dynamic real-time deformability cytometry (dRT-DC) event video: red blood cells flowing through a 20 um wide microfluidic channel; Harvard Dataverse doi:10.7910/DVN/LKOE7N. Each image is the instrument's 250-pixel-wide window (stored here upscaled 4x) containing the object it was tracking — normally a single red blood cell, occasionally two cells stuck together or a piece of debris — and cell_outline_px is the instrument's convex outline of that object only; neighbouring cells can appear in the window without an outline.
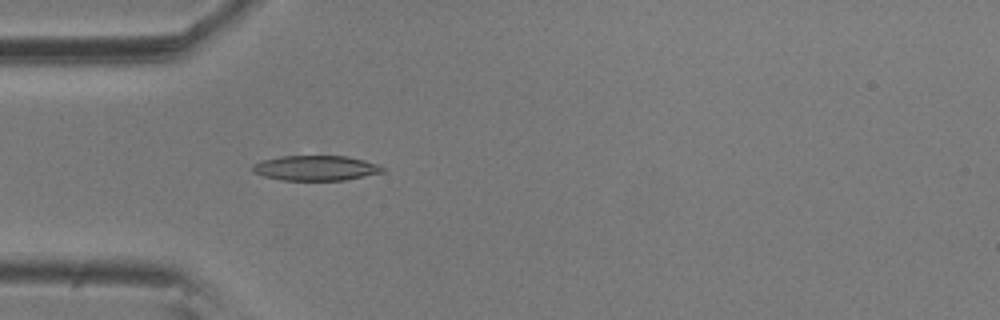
{"species": "common noctule bat (a hibernating species)", "species_latin": "Nyctalus noctula", "temperature_condition": "room temperature", "stored_images_in_passage": 5, "camera_frame_rate_fps": 3000, "um_per_image_px": 0.085, "animal": {"sex": "male", "body_mass_g": 20.5, "forearm_length_mm": 52.5}, "frame": {"image": 1, "passage_image": 5, "time_ms": 1.333, "image_size_px": [1000, 320], "cell_outline_px": [[384, 172], [344, 180], [280, 180], [264, 176], [252, 172], [252, 164], [264, 160], [280, 156], [344, 156], [364, 160], [380, 164], [384, 168]], "centroid_in_image_um": [26.84, 14.28], "position_along_channel_um": 58.2, "area_um2": 18.96}}